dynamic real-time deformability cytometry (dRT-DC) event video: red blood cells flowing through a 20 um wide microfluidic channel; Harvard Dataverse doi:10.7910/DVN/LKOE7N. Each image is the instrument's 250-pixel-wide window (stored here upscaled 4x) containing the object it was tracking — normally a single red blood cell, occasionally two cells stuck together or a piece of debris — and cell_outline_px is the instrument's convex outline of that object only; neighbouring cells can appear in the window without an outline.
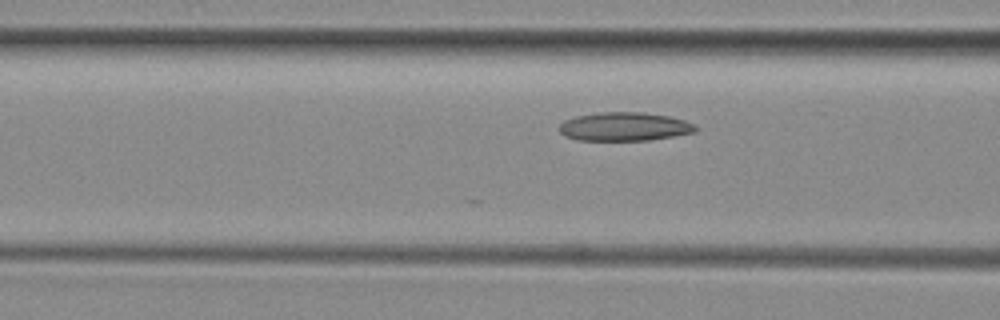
{"species": "common noctule bat (a hibernating species)", "species_latin": "Nyctalus noctula", "temperature_condition": "room temperature", "stored_images_in_passage": 8, "camera_frame_rate_fps": 3000, "um_per_image_px": 0.085, "animal": {"sex": "female", "body_mass_g": 29.2, "forearm_length_mm": 56.3}, "frame": {"image": 1, "passage_image": 8, "time_ms": 9.0, "image_size_px": [1000, 320], "cell_outline_px": [[700, 128], [696, 132], [648, 140], [576, 140], [564, 136], [556, 128], [564, 120], [576, 116], [600, 112], [644, 112], [668, 116], [684, 120], [696, 124]], "centroid_in_image_um": [53.07, 10.76], "position_along_channel_um": 113.5, "area_um2": 22.95}}